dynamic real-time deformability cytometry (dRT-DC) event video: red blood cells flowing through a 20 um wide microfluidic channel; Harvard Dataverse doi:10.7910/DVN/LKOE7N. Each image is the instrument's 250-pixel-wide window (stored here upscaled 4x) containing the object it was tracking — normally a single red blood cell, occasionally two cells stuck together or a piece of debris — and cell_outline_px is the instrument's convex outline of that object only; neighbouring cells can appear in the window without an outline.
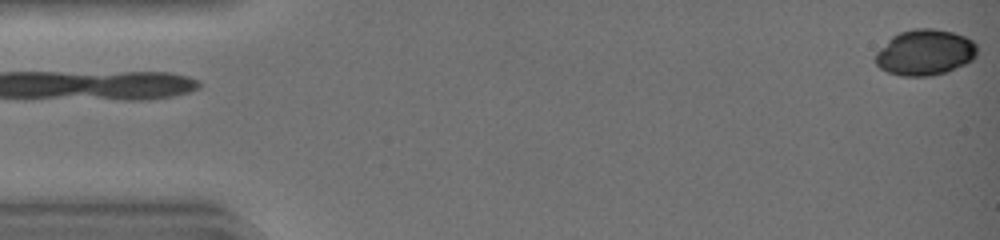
{"species": "common noctule bat (a hibernating species)", "species_latin": "Nyctalus noctula", "temperature_condition": "warm", "stored_images_in_passage": 43, "camera_frame_rate_fps": 3000, "um_per_image_px": 0.085, "animal": {"sex": "female", "body_mass_g": 19.0, "forearm_length_mm": 51.5}, "frame": {"image": 1, "passage_image": 1, "time_ms": 0.0, "image_size_px": [1000, 240], "cell_outline_px": [[976, 56], [972, 60], [948, 72], [932, 76], [900, 76], [888, 72], [880, 68], [876, 64], [876, 52], [892, 36], [900, 32], [916, 28], [932, 28], [952, 32], [964, 36], [972, 40], [976, 44]], "centroid_in_image_um": [78.62, 4.47], "position_along_channel_um": 6.4, "area_um2": 27.17}}
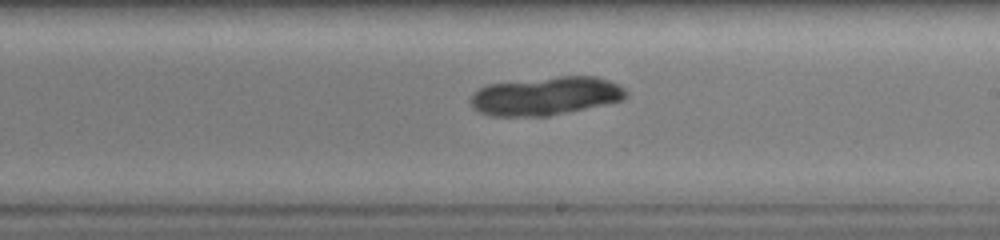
{"frame": {"image": 2, "passage_image": 26, "time_ms": 8.333, "image_size_px": [1000, 240], "cell_outline_px": [[628, 96], [624, 100], [568, 112], [548, 116], [488, 116], [472, 108], [468, 100], [472, 92], [488, 84], [560, 76], [596, 76], [620, 84], [628, 92]], "centroid_in_image_um": [46.38, 8.16], "position_along_channel_um": 242.6, "area_um2": 35.14}}
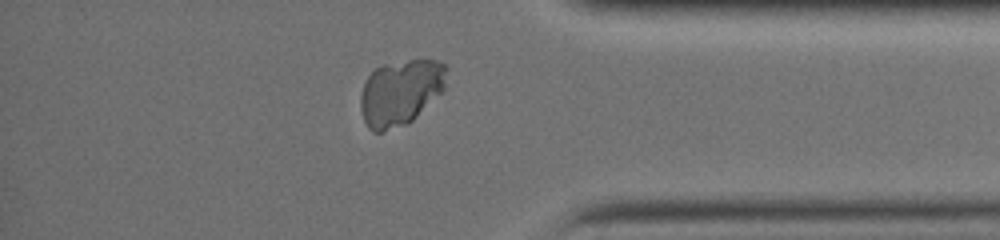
{"frame": {"image": 3, "passage_image": 37, "time_ms": 12.0, "image_size_px": [1000, 240], "cell_outline_px": [[444, 88], [408, 124], [380, 132], [372, 132], [368, 128], [364, 120], [360, 108], [360, 96], [364, 84], [368, 76], [376, 68], [384, 64], [408, 60], [436, 60], [444, 64]], "centroid_in_image_um": [33.98, 7.87], "position_along_channel_um": 401.2, "area_um2": 32.37}}